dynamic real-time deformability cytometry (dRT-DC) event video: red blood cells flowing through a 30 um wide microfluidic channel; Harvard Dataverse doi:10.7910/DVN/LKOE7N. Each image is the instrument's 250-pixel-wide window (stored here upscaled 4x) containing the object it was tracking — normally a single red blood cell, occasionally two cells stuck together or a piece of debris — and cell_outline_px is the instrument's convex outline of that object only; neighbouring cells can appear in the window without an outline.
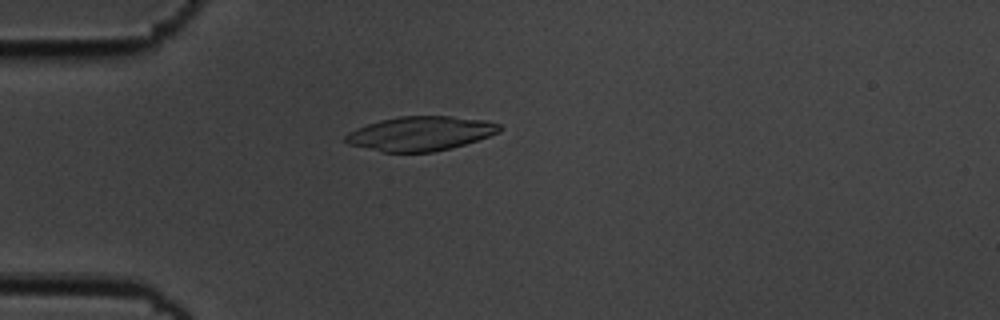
{"species": "common noctule bat (a hibernating species)", "species_latin": "Nyctalus noctula", "temperature_condition": "cold", "stored_images_in_passage": 49, "camera_frame_rate_fps": 3000, "um_per_image_px": 0.085, "animal": {"sex": "male", "body_mass_g": 19.5, "forearm_length_mm": 54.6}, "frame": {"image": 1, "passage_image": 9, "time_ms": 2.667, "image_size_px": [1000, 320], "cell_outline_px": [[504, 128], [500, 132], [464, 144], [432, 152], [384, 152], [348, 144], [344, 140], [344, 136], [348, 132], [356, 128], [380, 120], [400, 116], [452, 116], [484, 120], [500, 124]], "centroid_in_image_um": [35.73, 11.34], "position_along_channel_um": 49.3, "area_um2": 30.63}}
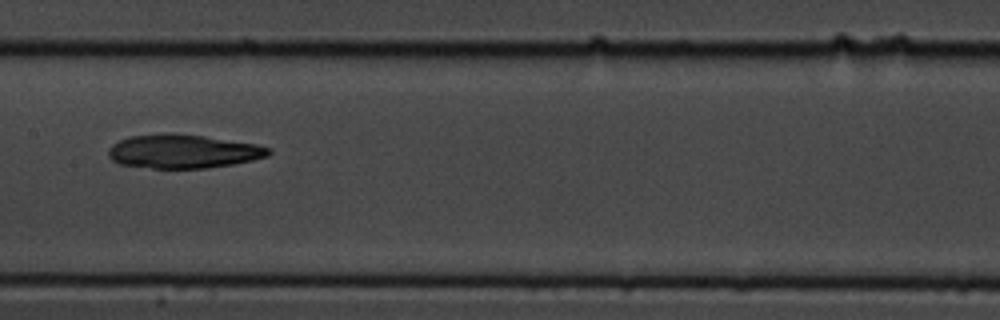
{"frame": {"image": 2, "passage_image": 22, "time_ms": 7.0, "image_size_px": [1000, 320], "cell_outline_px": [[272, 152], [268, 156], [252, 160], [232, 164], [208, 168], [152, 168], [120, 164], [112, 160], [108, 156], [108, 148], [112, 144], [120, 140], [132, 136], [168, 132], [176, 132], [204, 136], [256, 144], [272, 148]], "centroid_in_image_um": [15.57, 12.85], "position_along_channel_um": 191.8, "area_um2": 31.73}}
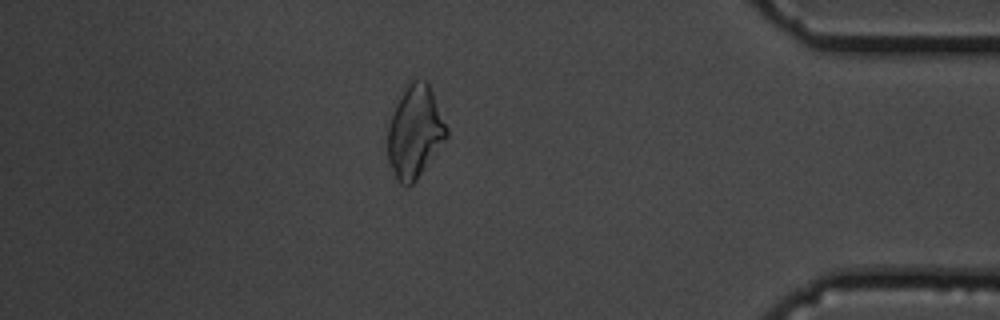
{"frame": {"image": 3, "passage_image": 42, "time_ms": 13.667, "image_size_px": [1000, 320], "cell_outline_px": [[448, 136], [416, 180], [408, 188], [400, 184], [396, 180], [388, 160], [388, 124], [396, 104], [412, 76], [428, 80], [448, 128]], "centroid_in_image_um": [35.27, 11.17], "position_along_channel_um": 399.9, "area_um2": 31.96}}